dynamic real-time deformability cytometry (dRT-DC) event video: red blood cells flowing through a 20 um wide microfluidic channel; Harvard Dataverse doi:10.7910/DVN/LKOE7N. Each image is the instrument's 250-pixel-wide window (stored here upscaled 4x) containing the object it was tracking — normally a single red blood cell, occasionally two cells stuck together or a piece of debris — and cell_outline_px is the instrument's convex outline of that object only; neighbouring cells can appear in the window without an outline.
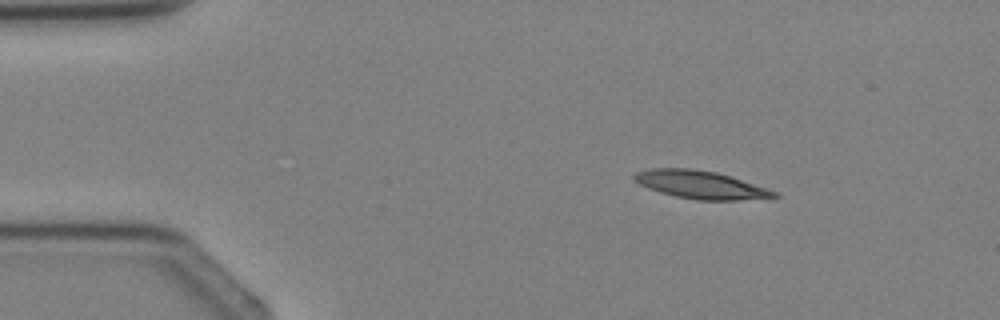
{"species": "Egyptian fruit bat (a non-hibernating species)", "species_latin": "Rousettus aegyptiacus", "temperature_condition": "cold", "stored_images_in_passage": 3, "camera_frame_rate_fps": 3000, "um_per_image_px": 0.085, "animal": {"sex": "female"}, "frame": {"image": 1, "passage_image": 1, "time_ms": 0.0, "image_size_px": [1000, 320], "cell_outline_px": [[780, 196], [736, 200], [696, 200], [676, 196], [660, 192], [648, 188], [632, 180], [632, 176], [636, 172], [648, 168], [692, 168], [716, 172], [780, 192]], "centroid_in_image_um": [59.51, 15.69], "position_along_channel_um": 25.5, "area_um2": 22.72}}